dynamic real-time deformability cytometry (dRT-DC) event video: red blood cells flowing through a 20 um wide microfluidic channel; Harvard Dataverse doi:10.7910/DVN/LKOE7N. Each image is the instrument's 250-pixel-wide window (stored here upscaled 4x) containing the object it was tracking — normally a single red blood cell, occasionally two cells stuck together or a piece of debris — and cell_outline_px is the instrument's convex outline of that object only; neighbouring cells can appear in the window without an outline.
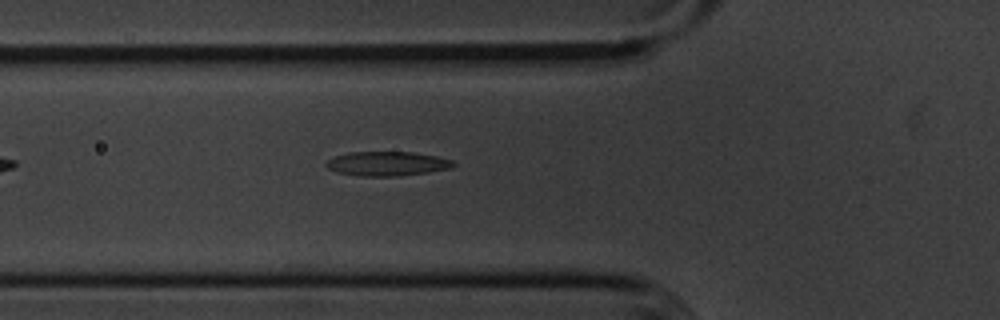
{"species": "common noctule bat (a hibernating species)", "species_latin": "Nyctalus noctula", "temperature_condition": "cold", "stored_images_in_passage": 36, "camera_frame_rate_fps": 3000, "um_per_image_px": 0.085, "animal": {"sex": "male", "body_mass_g": 20.1, "forearm_length_mm": 53.5}, "frame": {"image": 1, "passage_image": 3, "time_ms": 0.667, "image_size_px": [1000, 320], "cell_outline_px": [[456, 164], [452, 168], [428, 172], [396, 176], [360, 176], [336, 172], [328, 168], [324, 164], [328, 160], [336, 156], [348, 152], [412, 152], [436, 156], [452, 160]], "centroid_in_image_um": [32.9, 13.91], "position_along_channel_um": 92.9, "area_um2": 17.98}}
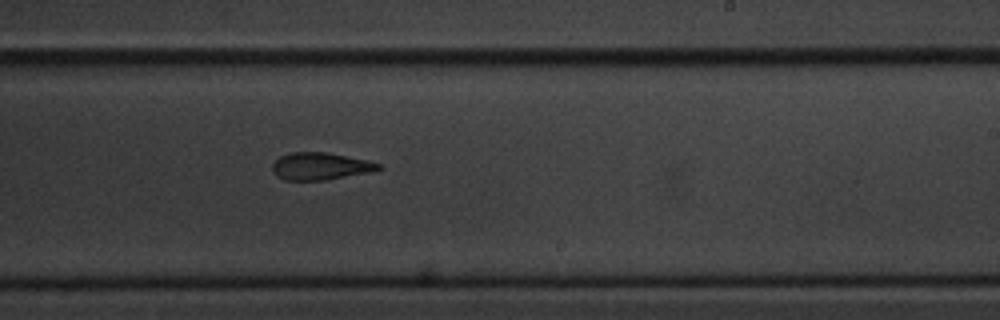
{"frame": {"image": 2, "passage_image": 17, "time_ms": 5.333, "image_size_px": [1000, 320], "cell_outline_px": [[384, 168], [372, 172], [324, 180], [284, 180], [276, 176], [272, 172], [272, 164], [280, 156], [292, 152], [328, 152], [364, 160], [380, 164]], "centroid_in_image_um": [27.21, 14.13], "position_along_channel_um": 261.8, "area_um2": 16.88}}
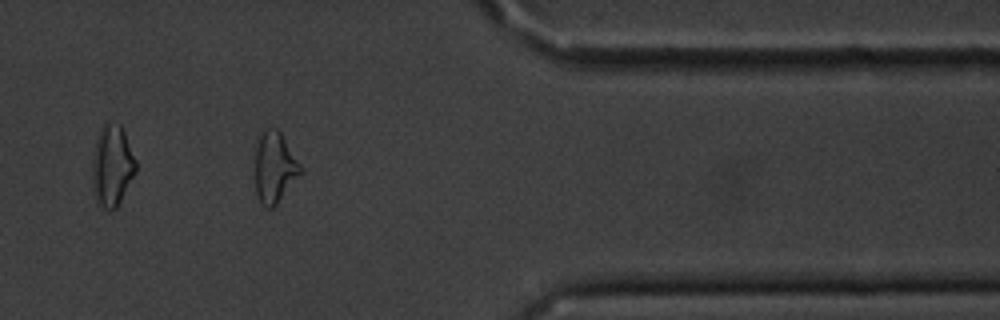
{"frame": {"image": 3, "passage_image": 29, "time_ms": 9.333, "image_size_px": [1000, 320], "cell_outline_px": [[304, 172], [276, 204], [272, 208], [264, 208], [260, 204], [256, 192], [256, 148], [260, 136], [268, 128], [276, 128], [280, 132], [304, 168]], "centroid_in_image_um": [23.38, 14.27], "position_along_channel_um": 388.0, "area_um2": 18.79}, "authors_computed_cell_mechanics": {"area_um2": 17.8024, "velocity_mm_per_s": 3.6088, "shape_relaxation_time_tau1_ms": 8.2559, "shape_relaxation_time_tau2_ms": 4.8063, "deformation_change_tau1": 0.1987, "deformation_change_tau2": 0.1347}}